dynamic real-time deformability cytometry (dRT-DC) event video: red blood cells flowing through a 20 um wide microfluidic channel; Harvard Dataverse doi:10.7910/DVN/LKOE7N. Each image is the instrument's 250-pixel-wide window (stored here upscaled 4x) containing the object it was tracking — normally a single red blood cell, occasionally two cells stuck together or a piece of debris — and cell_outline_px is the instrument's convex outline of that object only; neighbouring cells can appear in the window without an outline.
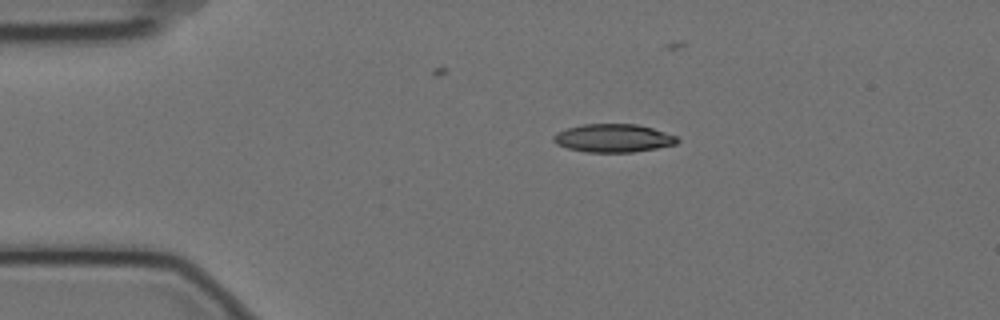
{"species": "Egyptian fruit bat (a non-hibernating species)", "species_latin": "Rousettus aegyptiacus", "temperature_condition": "cold", "stored_images_in_passage": 5, "camera_frame_rate_fps": 3000, "um_per_image_px": 0.085, "animal": {"sex": "female"}, "frame": {"image": 1, "passage_image": 1, "time_ms": 0.0, "image_size_px": [1000, 320], "cell_outline_px": [[680, 140], [676, 144], [656, 148], [632, 152], [588, 152], [568, 148], [556, 144], [552, 140], [552, 136], [556, 132], [568, 128], [584, 124], [636, 124], [652, 128], [676, 136]], "centroid_in_image_um": [52.11, 11.74], "position_along_channel_um": 32.9, "area_um2": 20.23}}
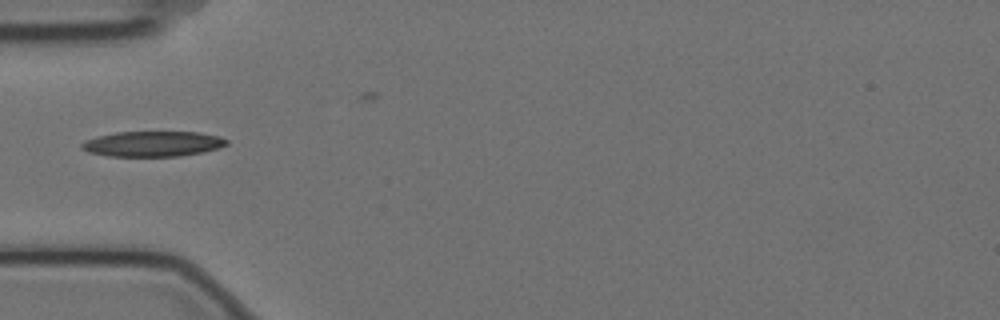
{"frame": {"image": 2, "passage_image": 3, "time_ms": 0.667, "image_size_px": [1000, 320], "cell_outline_px": [[228, 144], [220, 148], [204, 152], [180, 156], [108, 156], [88, 152], [80, 148], [80, 144], [84, 140], [116, 132], [196, 132], [220, 136], [228, 140]], "centroid_in_image_um": [13.0, 12.23], "position_along_channel_um": 72.0, "area_um2": 21.5}}
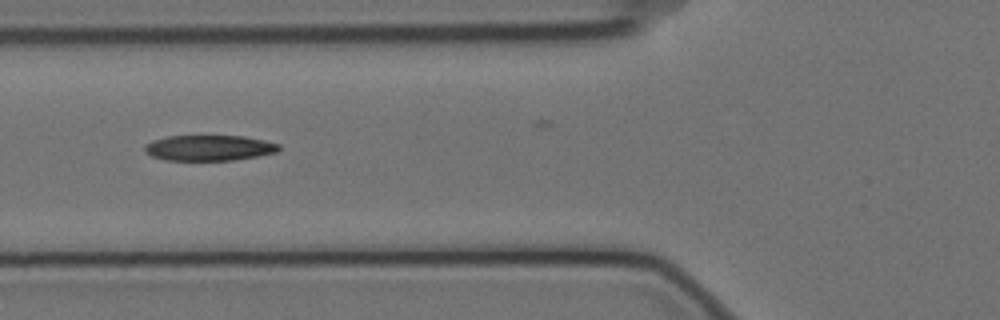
{"frame": {"image": 3, "passage_image": 4, "time_ms": 1.0, "image_size_px": [1000, 320], "cell_outline_px": [[280, 148], [276, 152], [256, 156], [232, 160], [164, 160], [152, 156], [144, 152], [144, 144], [152, 140], [168, 136], [244, 136], [264, 140], [280, 144]], "centroid_in_image_um": [17.73, 12.56], "position_along_channel_um": 108.1, "area_um2": 20.0}}